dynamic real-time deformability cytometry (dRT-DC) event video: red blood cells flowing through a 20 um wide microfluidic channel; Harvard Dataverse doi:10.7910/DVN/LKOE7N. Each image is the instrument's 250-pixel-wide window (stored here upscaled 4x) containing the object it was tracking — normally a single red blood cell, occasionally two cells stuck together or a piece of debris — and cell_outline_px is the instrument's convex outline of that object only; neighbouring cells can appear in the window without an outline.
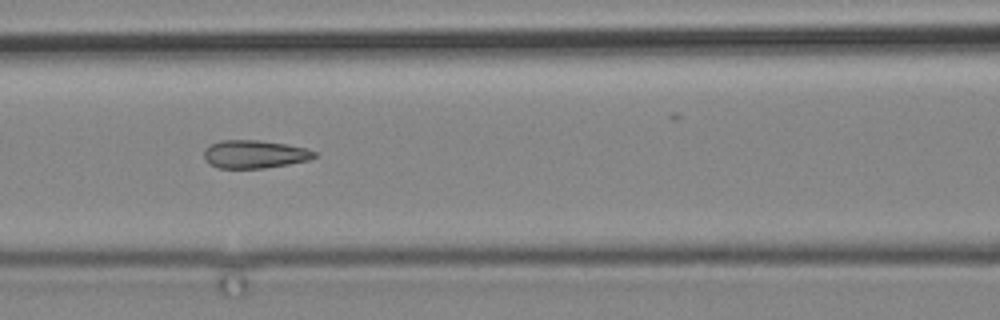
{"species": "common noctule bat (a hibernating species)", "species_latin": "Nyctalus noctula", "temperature_condition": "cold", "stored_images_in_passage": 16, "camera_frame_rate_fps": 3000, "um_per_image_px": 0.085, "animal": {"sex": "male", "body_mass_g": 19.2, "forearm_length_mm": 51.8}, "frame": {"image": 1, "passage_image": 5, "time_ms": 4.667, "image_size_px": [1000, 320], "cell_outline_px": [[320, 152], [316, 156], [308, 160], [288, 164], [264, 168], [220, 168], [208, 164], [204, 156], [204, 148], [208, 144], [220, 140], [260, 140], [308, 148]], "centroid_in_image_um": [21.63, 13.1], "position_along_channel_um": 145.0, "area_um2": 18.26}}
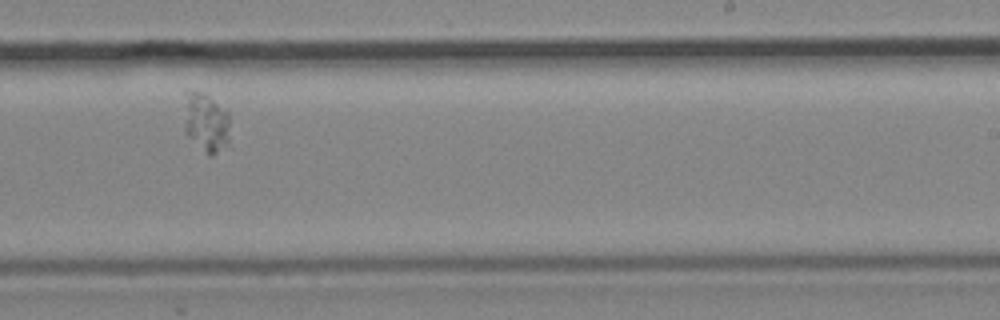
{"frame": {"image": 2, "passage_image": 9, "time_ms": 11.333, "image_size_px": [1000, 320], "cell_outline_px": [[232, 148], [212, 156], [208, 156], [184, 132], [184, 92], [204, 92], [228, 112]], "centroid_in_image_um": [17.57, 10.49], "position_along_channel_um": 271.4, "area_um2": 16.7}}
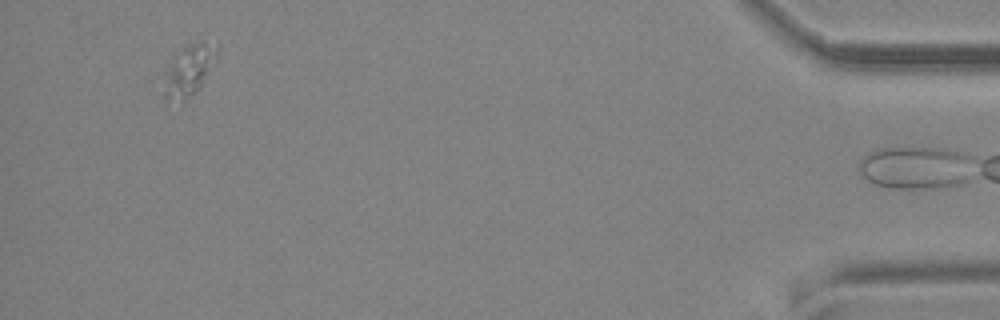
{"frame": {"image": 3, "passage_image": 15, "time_ms": 18.333, "image_size_px": [1000, 320], "cell_outline_px": [[216, 64], [200, 88], [196, 92], [180, 104], [164, 104], [164, 72], [168, 64], [180, 48], [200, 40], [204, 40], [216, 48]], "centroid_in_image_um": [16.0, 6.06], "position_along_channel_um": 419.2, "area_um2": 16.59}}